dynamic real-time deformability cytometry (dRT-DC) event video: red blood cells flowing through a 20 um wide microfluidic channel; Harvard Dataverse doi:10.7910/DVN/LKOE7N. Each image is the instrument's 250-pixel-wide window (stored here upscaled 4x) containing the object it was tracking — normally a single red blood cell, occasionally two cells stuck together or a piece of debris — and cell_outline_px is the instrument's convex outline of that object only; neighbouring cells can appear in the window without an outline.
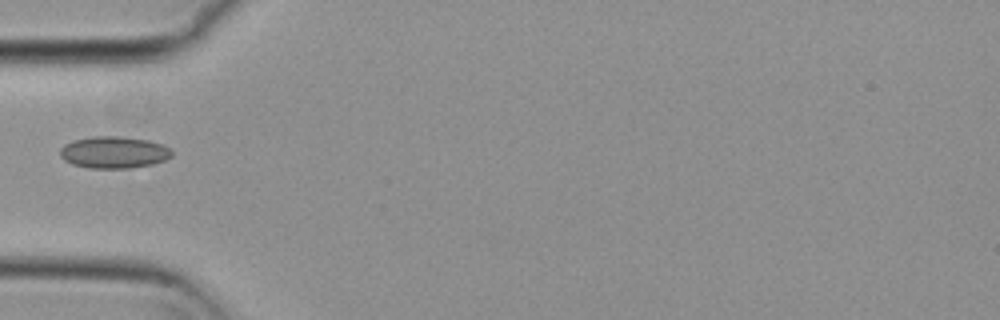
{"species": "common noctule bat (a hibernating species)", "species_latin": "Nyctalus noctula", "temperature_condition": "cold", "stored_images_in_passage": 5, "camera_frame_rate_fps": 3000, "um_per_image_px": 0.085, "animal": {"sex": "female", "body_mass_g": 29.2, "forearm_length_mm": 56.3}, "frame": {"image": 1, "passage_image": 1, "time_ms": 0.0, "image_size_px": [1000, 320], "cell_outline_px": [[172, 156], [164, 160], [152, 164], [128, 168], [88, 168], [72, 164], [64, 160], [60, 156], [60, 148], [64, 144], [72, 140], [92, 136], [120, 136], [148, 140], [160, 144], [168, 148], [172, 152]], "centroid_in_image_um": [9.63, 12.94], "position_along_channel_um": 75.4, "area_um2": 20.75}}